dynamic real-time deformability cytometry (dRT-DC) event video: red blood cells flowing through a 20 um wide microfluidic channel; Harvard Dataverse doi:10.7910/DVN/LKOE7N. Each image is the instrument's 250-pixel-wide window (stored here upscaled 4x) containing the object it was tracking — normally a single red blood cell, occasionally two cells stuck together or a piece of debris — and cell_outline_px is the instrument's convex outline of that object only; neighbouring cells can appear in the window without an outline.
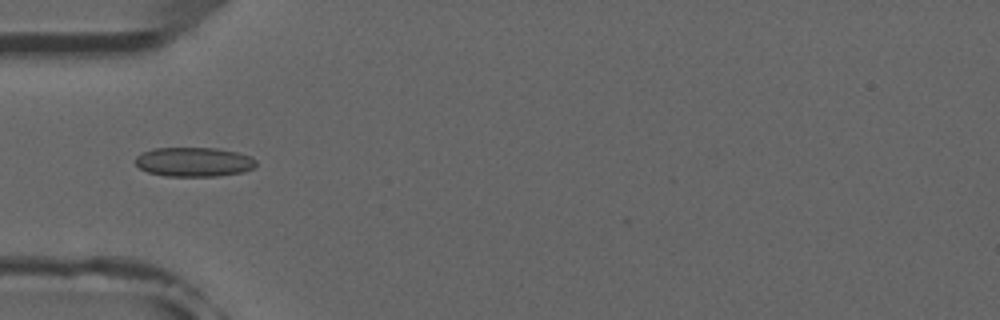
{"species": "common noctule bat (a hibernating species)", "species_latin": "Nyctalus noctula", "temperature_condition": "room temperature", "stored_images_in_passage": 5, "camera_frame_rate_fps": 3000, "um_per_image_px": 0.085, "animal": {"sex": "male", "forearm_length_mm": 52.5}, "frame": {"image": 1, "passage_image": 5, "time_ms": 5.333, "image_size_px": [1000, 320], "cell_outline_px": [[256, 164], [252, 168], [244, 172], [216, 176], [164, 176], [148, 172], [140, 168], [136, 164], [136, 156], [152, 148], [216, 148], [236, 152], [252, 156], [256, 160]], "centroid_in_image_um": [16.49, 13.76], "position_along_channel_um": 68.5, "area_um2": 20.63}}